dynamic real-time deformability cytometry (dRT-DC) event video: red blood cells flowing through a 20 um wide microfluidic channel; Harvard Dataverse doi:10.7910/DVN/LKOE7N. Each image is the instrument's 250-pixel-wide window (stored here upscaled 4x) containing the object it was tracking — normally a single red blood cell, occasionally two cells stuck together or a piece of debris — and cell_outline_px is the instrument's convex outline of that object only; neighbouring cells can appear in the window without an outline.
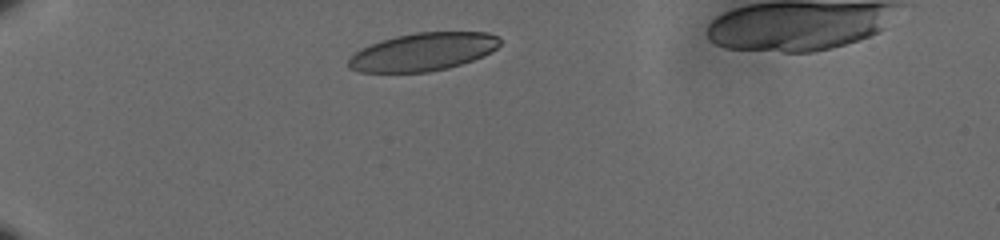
{"species": "human", "species_latin": "Homo sapiens", "temperature_condition": "cold", "stored_images_in_passage": 7, "camera_frame_rate_fps": 3000, "um_per_image_px": 0.085, "donor": {"sex": "male"}, "frame": {"image": 1, "passage_image": 1, "time_ms": 0.0, "image_size_px": [1000, 240], "cell_outline_px": [[500, 44], [492, 52], [484, 56], [448, 68], [428, 72], [360, 72], [352, 68], [348, 64], [348, 60], [360, 48], [380, 40], [396, 36], [416, 32], [488, 32], [500, 36]], "centroid_in_image_um": [35.99, 4.4], "position_along_channel_um": 49.0, "area_um2": 33.52}}
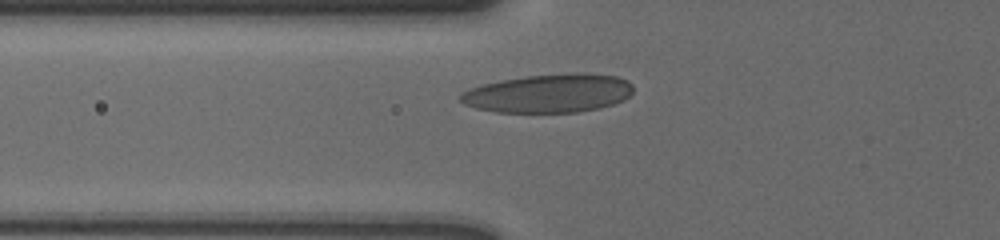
{"frame": {"image": 2, "passage_image": 5, "time_ms": 1.333, "image_size_px": [1000, 240], "cell_outline_px": [[632, 92], [624, 100], [600, 108], [576, 112], [496, 112], [476, 108], [464, 104], [460, 100], [460, 92], [468, 88], [480, 84], [500, 80], [524, 76], [572, 72], [580, 72], [616, 76], [628, 80], [632, 84]], "centroid_in_image_um": [46.62, 7.92], "position_along_channel_um": 79.2, "area_um2": 39.19}}
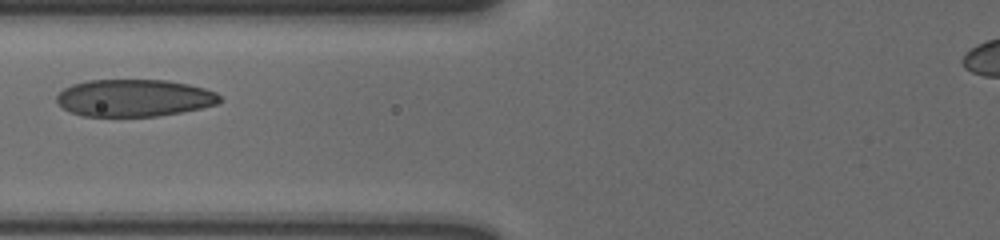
{"frame": {"image": 3, "passage_image": 6, "time_ms": 1.667, "image_size_px": [1000, 240], "cell_outline_px": [[220, 104], [180, 112], [156, 116], [84, 116], [72, 112], [64, 108], [56, 100], [56, 96], [64, 88], [72, 84], [88, 80], [168, 80], [188, 84], [204, 88], [216, 92], [220, 96]], "centroid_in_image_um": [11.42, 8.32], "position_along_channel_um": 114.4, "area_um2": 35.26}}